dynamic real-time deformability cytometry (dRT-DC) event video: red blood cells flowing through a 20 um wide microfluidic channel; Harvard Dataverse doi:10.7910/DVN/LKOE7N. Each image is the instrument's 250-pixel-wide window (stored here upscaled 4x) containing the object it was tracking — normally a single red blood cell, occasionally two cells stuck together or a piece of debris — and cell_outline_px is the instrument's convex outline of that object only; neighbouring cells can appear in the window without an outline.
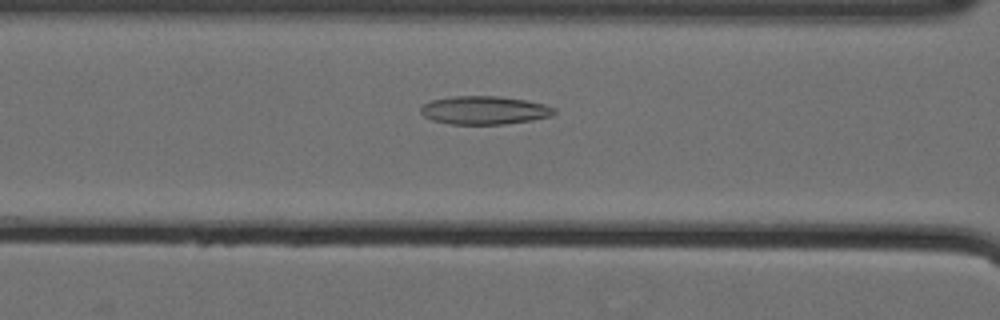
{"species": "Egyptian fruit bat (a non-hibernating species)", "species_latin": "Rousettus aegyptiacus", "temperature_condition": "cold", "stored_images_in_passage": 45, "camera_frame_rate_fps": 3000, "um_per_image_px": 0.085, "animal": {"sex": "female"}, "frame": {"image": 1, "passage_image": 13, "time_ms": 4.0, "image_size_px": [1000, 320], "cell_outline_px": [[556, 112], [552, 116], [532, 120], [504, 124], [448, 124], [432, 120], [424, 116], [420, 112], [420, 108], [424, 104], [432, 100], [452, 96], [500, 96], [524, 100], [544, 104], [556, 108]], "centroid_in_image_um": [41.17, 9.37], "position_along_channel_um": 125.4, "area_um2": 22.08}}
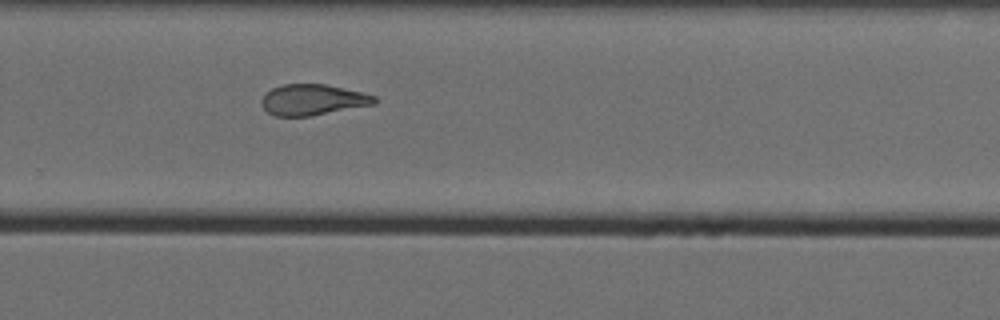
{"frame": {"image": 2, "passage_image": 28, "time_ms": 9.0, "image_size_px": [1000, 320], "cell_outline_px": [[376, 104], [312, 116], [276, 116], [268, 112], [260, 104], [260, 100], [264, 92], [280, 84], [324, 84], [364, 92], [376, 96]], "centroid_in_image_um": [26.57, 8.48], "position_along_channel_um": 303.2, "area_um2": 20.63}}
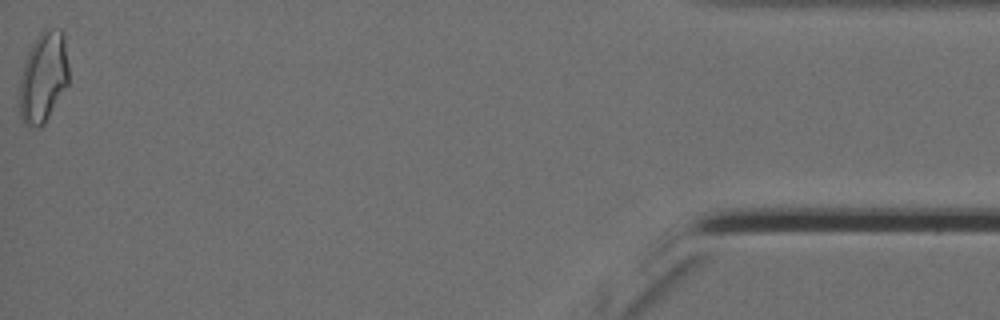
{"frame": {"image": 3, "passage_image": 45, "time_ms": 14.667, "image_size_px": [1000, 320], "cell_outline_px": [[68, 84], [44, 124], [24, 124], [20, 116], [20, 80], [24, 64], [28, 52], [32, 44], [40, 32], [44, 28], [60, 28], [64, 32], [68, 68]], "centroid_in_image_um": [3.7, 6.49], "position_along_channel_um": 431.5, "area_um2": 25.66}, "authors_computed_cell_mechanics": {"area_um2": 21.7906, "velocity_mm_per_s": 3.5691, "shape_relaxation_time_tau1_ms": null, "shape_relaxation_time_tau2_ms": 3.5639, "deformation_change_tau1": null, "deformation_change_tau2": 0.1183}}